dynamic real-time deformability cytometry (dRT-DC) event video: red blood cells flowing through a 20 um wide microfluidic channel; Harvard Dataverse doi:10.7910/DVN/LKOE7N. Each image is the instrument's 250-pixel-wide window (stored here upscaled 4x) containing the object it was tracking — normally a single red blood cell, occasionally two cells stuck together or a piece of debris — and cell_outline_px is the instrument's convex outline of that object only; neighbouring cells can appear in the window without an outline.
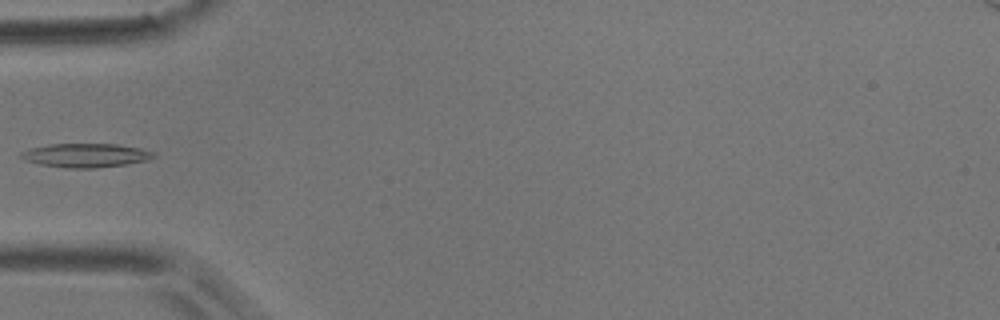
{"species": "common noctule bat (a hibernating species)", "species_latin": "Nyctalus noctula", "temperature_condition": "room temperature", "stored_images_in_passage": 37, "camera_frame_rate_fps": 3000, "um_per_image_px": 0.085, "animal": {"sex": "male", "body_mass_g": 17.9}, "frame": {"image": 1, "passage_image": 1, "time_ms": 0.0, "image_size_px": [1000, 320], "cell_outline_px": [[156, 156], [148, 160], [128, 164], [96, 168], [64, 168], [40, 164], [24, 160], [20, 156], [20, 152], [28, 148], [48, 144], [116, 144], [140, 148], [156, 152]], "centroid_in_image_um": [7.29, 13.2], "position_along_channel_um": 77.7, "area_um2": 18.67}}
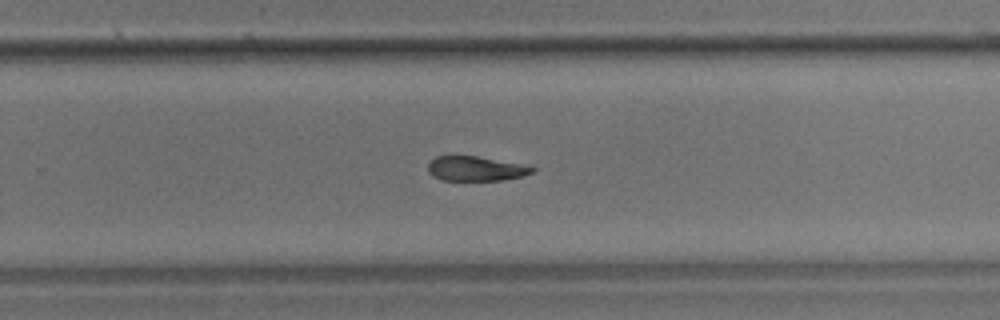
{"frame": {"image": 2, "passage_image": 18, "time_ms": 5.667, "image_size_px": [1000, 320], "cell_outline_px": [[536, 168], [532, 172], [524, 176], [500, 180], [440, 180], [432, 176], [428, 172], [428, 164], [436, 156], [476, 156], [532, 164]], "centroid_in_image_um": [40.51, 14.32], "position_along_channel_um": 289.3, "area_um2": 15.32}}
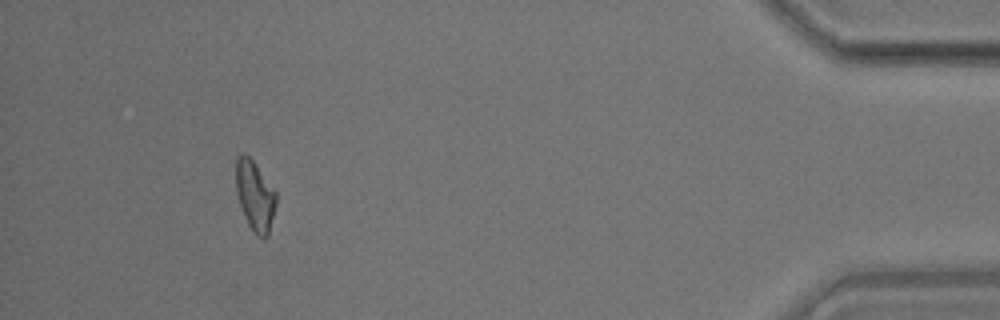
{"frame": {"image": 3, "passage_image": 33, "time_ms": 10.667, "image_size_px": [1000, 320], "cell_outline_px": [[276, 204], [268, 236], [264, 240], [256, 236], [252, 232], [244, 216], [236, 192], [236, 156], [240, 152], [244, 152], [256, 164], [276, 192]], "centroid_in_image_um": [21.66, 16.65], "position_along_channel_um": 413.5, "area_um2": 16.59}}